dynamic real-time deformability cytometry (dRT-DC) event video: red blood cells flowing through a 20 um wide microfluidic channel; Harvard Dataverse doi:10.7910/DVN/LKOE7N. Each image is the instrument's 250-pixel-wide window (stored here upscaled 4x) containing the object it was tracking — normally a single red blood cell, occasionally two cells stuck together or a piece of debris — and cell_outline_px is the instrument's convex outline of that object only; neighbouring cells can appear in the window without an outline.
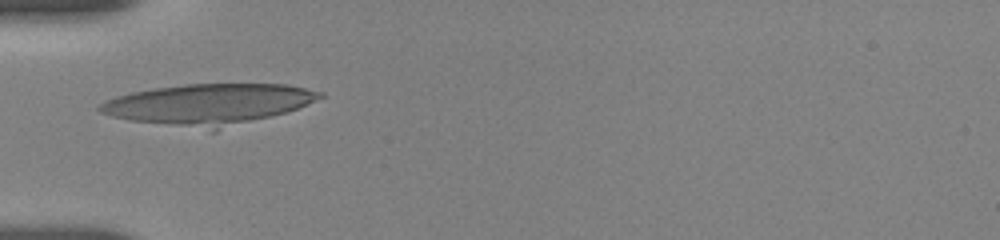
{"species": "human", "species_latin": "Homo sapiens", "temperature_condition": "room temperature", "stored_images_in_passage": 18, "camera_frame_rate_fps": 3000, "um_per_image_px": 0.085, "donor": {"sex": "female"}, "frame": {"image": 1, "passage_image": 1, "time_ms": 0.0, "image_size_px": [1000, 240], "cell_outline_px": [[324, 96], [296, 108], [284, 112], [216, 132], [212, 132], [128, 120], [112, 116], [100, 112], [96, 108], [104, 100], [116, 96], [132, 92], [152, 88], [184, 84], [288, 84], [324, 92]], "centroid_in_image_um": [17.66, 8.88], "position_along_channel_um": 67.3, "area_um2": 52.83}}
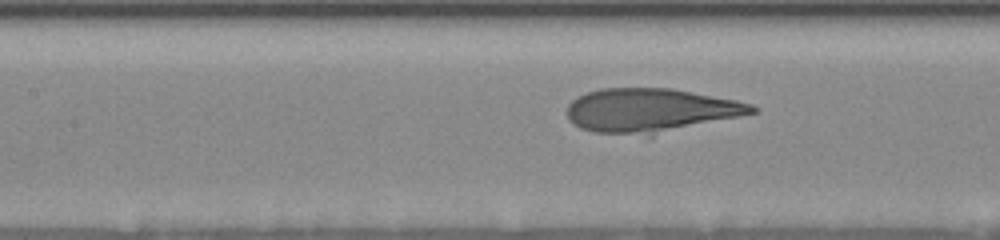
{"frame": {"image": 2, "passage_image": 11, "time_ms": 2.333, "image_size_px": [1000, 240], "cell_outline_px": [[760, 108], [756, 112], [740, 116], [652, 136], [648, 136], [596, 132], [580, 128], [572, 124], [568, 120], [568, 104], [576, 96], [600, 88], [672, 88], [736, 100], [752, 104]], "centroid_in_image_um": [55.28, 9.39], "position_along_channel_um": 152.1, "area_um2": 47.69}}
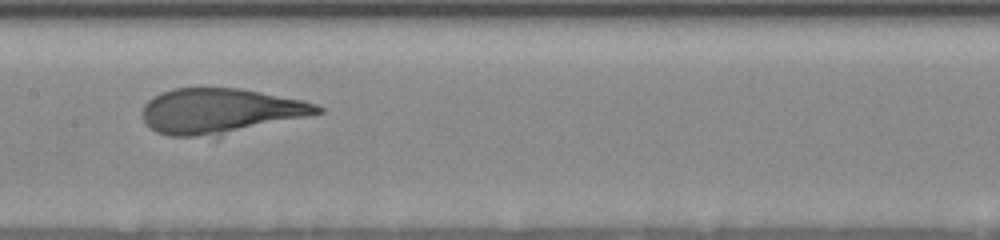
{"frame": {"image": 3, "passage_image": 15, "time_ms": 3.333, "image_size_px": [1000, 240], "cell_outline_px": [[324, 112], [216, 140], [168, 136], [156, 132], [144, 120], [144, 104], [152, 96], [172, 88], [240, 88], [300, 100], [316, 104], [324, 108]], "centroid_in_image_um": [18.75, 9.51], "position_along_channel_um": 188.7, "area_um2": 47.74}}